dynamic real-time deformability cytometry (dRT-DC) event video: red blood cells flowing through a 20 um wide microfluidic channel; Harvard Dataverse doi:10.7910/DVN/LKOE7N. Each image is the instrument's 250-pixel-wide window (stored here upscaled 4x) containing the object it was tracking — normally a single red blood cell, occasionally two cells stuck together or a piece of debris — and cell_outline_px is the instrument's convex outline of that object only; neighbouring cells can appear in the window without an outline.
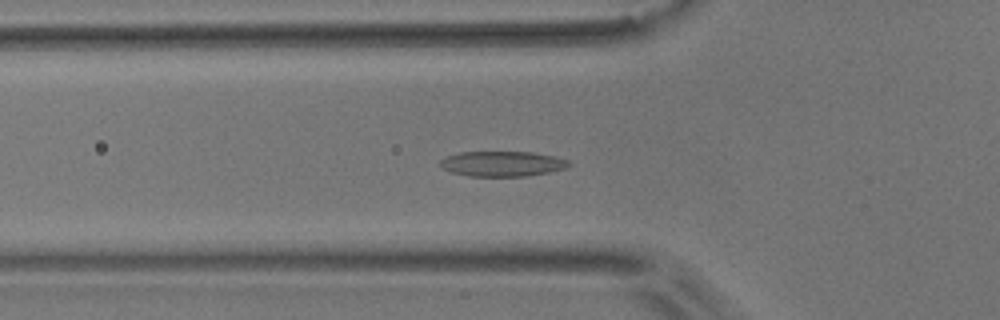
{"species": "common noctule bat (a hibernating species)", "species_latin": "Nyctalus noctula", "temperature_condition": "room temperature", "stored_images_in_passage": 55, "camera_frame_rate_fps": 3000, "um_per_image_px": 0.085, "animal": {"sex": "male", "body_mass_g": 17.9}, "frame": {"image": 1, "passage_image": 18, "time_ms": 5.667, "image_size_px": [1000, 320], "cell_outline_px": [[572, 164], [568, 168], [548, 172], [524, 176], [468, 176], [452, 172], [440, 168], [440, 160], [448, 156], [460, 152], [532, 152], [552, 156], [568, 160]], "centroid_in_image_um": [42.69, 13.92], "position_along_channel_um": 83.1, "area_um2": 18.84}}
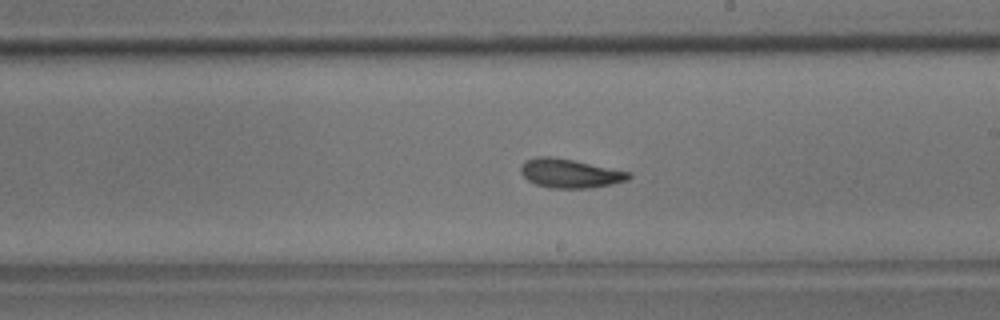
{"frame": {"image": 2, "passage_image": 31, "time_ms": 10.0, "image_size_px": [1000, 320], "cell_outline_px": [[632, 176], [628, 180], [612, 184], [588, 188], [552, 188], [536, 184], [528, 180], [520, 172], [520, 168], [524, 160], [536, 156], [552, 156], [632, 172]], "centroid_in_image_um": [48.44, 14.73], "position_along_channel_um": 240.6, "area_um2": 18.26}}
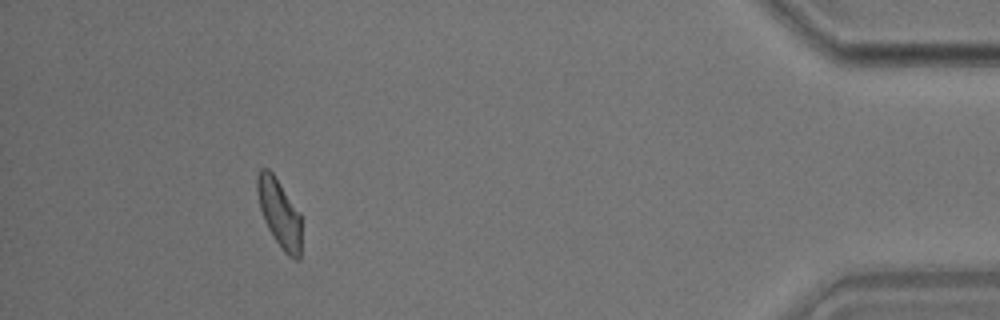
{"frame": {"image": 3, "passage_image": 50, "time_ms": 16.333, "image_size_px": [1000, 320], "cell_outline_px": [[300, 260], [296, 260], [288, 256], [284, 252], [268, 228], [264, 220], [260, 208], [256, 192], [256, 176], [260, 168], [268, 168], [272, 172], [300, 212]], "centroid_in_image_um": [23.72, 18.09], "position_along_channel_um": 411.5, "area_um2": 17.51}, "authors_computed_cell_mechanics": {"area_um2": 18.2648, "velocity_mm_per_s": 3.6192, "shape_relaxation_time_tau1_ms": 4.6125, "shape_relaxation_time_tau2_ms": 3.1643, "deformation_change_tau1": 0.1253, "deformation_change_tau2": 0.0955}}